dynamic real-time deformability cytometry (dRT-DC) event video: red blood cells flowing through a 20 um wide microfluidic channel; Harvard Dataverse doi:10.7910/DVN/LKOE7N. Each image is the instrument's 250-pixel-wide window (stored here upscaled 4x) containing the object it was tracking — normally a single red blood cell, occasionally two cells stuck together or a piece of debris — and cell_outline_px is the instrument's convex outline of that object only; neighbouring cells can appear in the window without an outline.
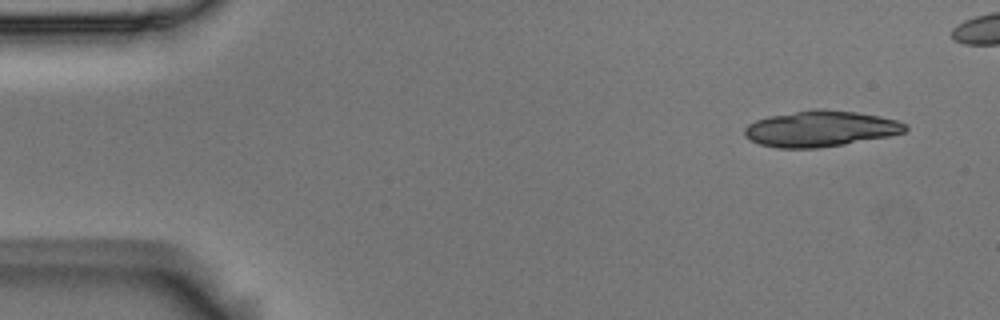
{"species": "Egyptian fruit bat (a non-hibernating species)", "species_latin": "Rousettus aegyptiacus", "temperature_condition": "room temperature", "stored_images_in_passage": 6, "camera_frame_rate_fps": 3000, "um_per_image_px": 0.085, "animal": {"sex": "male"}, "frame": {"image": 1, "passage_image": 1, "time_ms": 0.0, "image_size_px": [1000, 320], "cell_outline_px": [[908, 128], [904, 132], [892, 136], [844, 144], [816, 148], [776, 148], [760, 144], [744, 136], [744, 128], [748, 124], [756, 120], [768, 116], [812, 108], [824, 108], [856, 112], [880, 116], [896, 120], [908, 124]], "centroid_in_image_um": [69.75, 10.93], "position_along_channel_um": 15.2, "area_um2": 33.99}}
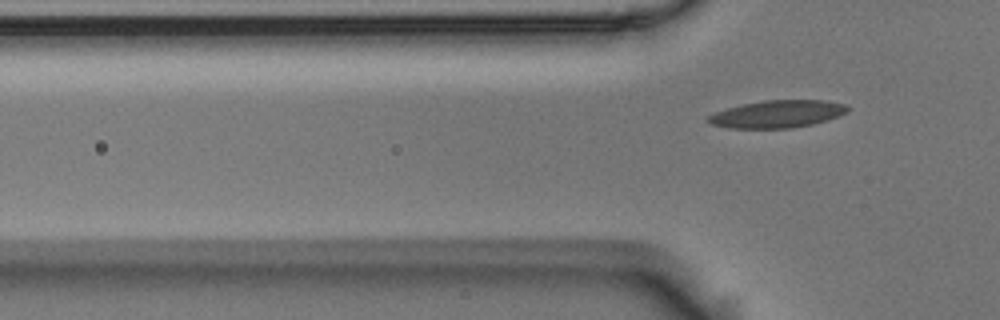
{"frame": {"image": 2, "passage_image": 6, "time_ms": 1.667, "image_size_px": [1000, 320], "cell_outline_px": [[848, 112], [840, 116], [828, 120], [812, 124], [792, 128], [732, 128], [712, 124], [704, 120], [708, 116], [716, 112], [728, 108], [744, 104], [764, 100], [824, 100], [844, 104], [848, 108]], "centroid_in_image_um": [66.1, 9.69], "position_along_channel_um": 59.7, "area_um2": 22.2}}